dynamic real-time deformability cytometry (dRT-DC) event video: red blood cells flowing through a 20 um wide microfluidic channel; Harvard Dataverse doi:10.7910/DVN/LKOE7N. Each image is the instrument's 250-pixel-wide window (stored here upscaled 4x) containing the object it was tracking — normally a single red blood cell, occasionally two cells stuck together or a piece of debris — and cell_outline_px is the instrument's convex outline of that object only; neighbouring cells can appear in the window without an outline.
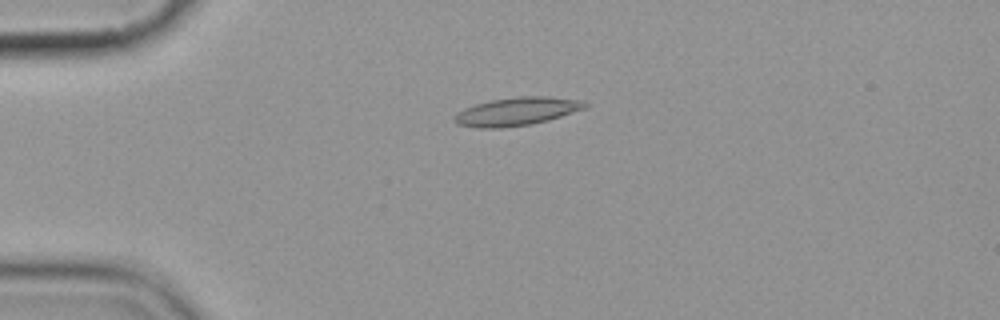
{"species": "common noctule bat (a hibernating species)", "species_latin": "Nyctalus noctula", "temperature_condition": "cold", "stored_images_in_passage": 5, "camera_frame_rate_fps": 3000, "um_per_image_px": 0.085, "animal": {"sex": "female", "body_mass_g": 19.9}, "frame": {"image": 1, "passage_image": 5, "time_ms": 5.667, "image_size_px": [1000, 320], "cell_outline_px": [[588, 108], [548, 120], [532, 124], [500, 128], [476, 128], [456, 124], [452, 120], [452, 116], [456, 112], [464, 108], [476, 104], [492, 100], [520, 96], [548, 96], [584, 100], [588, 104]], "centroid_in_image_um": [43.92, 9.47], "position_along_channel_um": 41.1, "area_um2": 21.79}}